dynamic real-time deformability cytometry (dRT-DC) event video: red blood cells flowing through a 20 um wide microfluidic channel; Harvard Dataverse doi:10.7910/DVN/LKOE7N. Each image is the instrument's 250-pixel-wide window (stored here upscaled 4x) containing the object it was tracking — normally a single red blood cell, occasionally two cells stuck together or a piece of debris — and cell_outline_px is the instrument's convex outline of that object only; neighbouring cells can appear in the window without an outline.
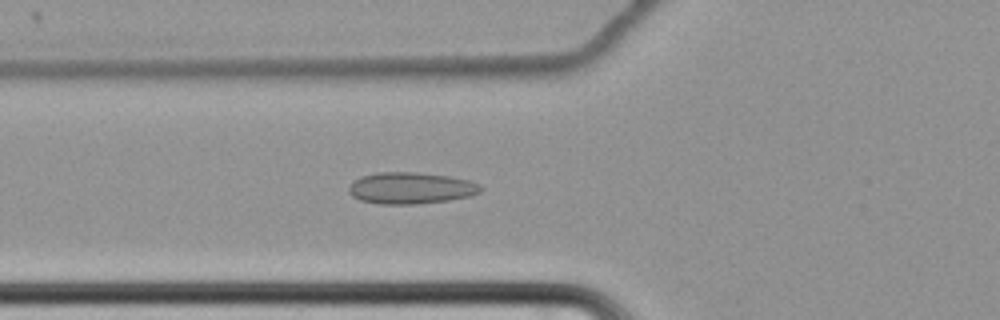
{"species": "common noctule bat (a hibernating species)", "species_latin": "Nyctalus noctula", "temperature_condition": "cold", "stored_images_in_passage": 61, "camera_frame_rate_fps": 3000, "um_per_image_px": 0.085, "animal": {"sex": "female", "body_mass_g": 22.7, "forearm_length_mm": 54.2}, "frame": {"image": 1, "passage_image": 23, "time_ms": 7.333, "image_size_px": [1000, 320], "cell_outline_px": [[484, 188], [480, 192], [472, 196], [448, 200], [416, 204], [380, 204], [360, 200], [352, 196], [348, 192], [348, 188], [360, 176], [376, 172], [416, 172], [448, 176], [468, 180], [480, 184]], "centroid_in_image_um": [34.93, 15.99], "position_along_channel_um": 90.9, "area_um2": 24.33}}
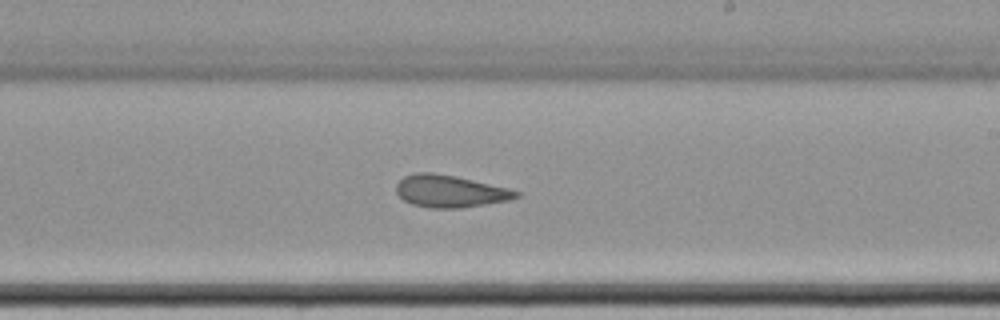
{"frame": {"image": 2, "passage_image": 37, "time_ms": 12.0, "image_size_px": [1000, 320], "cell_outline_px": [[520, 196], [508, 200], [460, 208], [428, 208], [412, 204], [404, 200], [396, 192], [396, 184], [404, 176], [416, 172], [432, 172], [456, 176], [508, 188], [520, 192]], "centroid_in_image_um": [38.22, 16.25], "position_along_channel_um": 250.8, "area_um2": 22.43}}
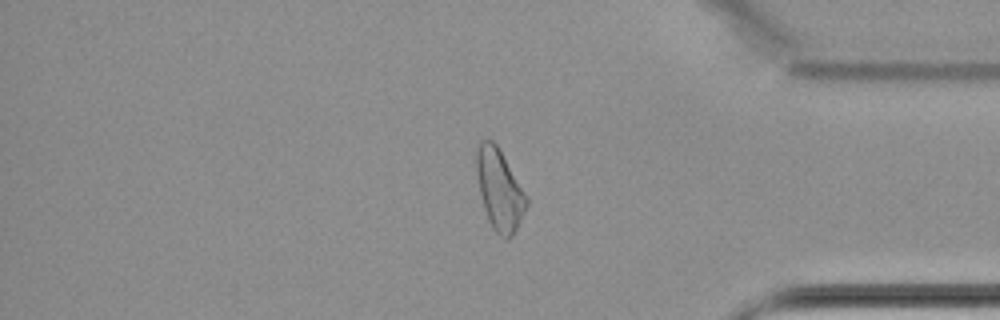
{"frame": {"image": 3, "passage_image": 51, "time_ms": 16.667, "image_size_px": [1000, 320], "cell_outline_px": [[528, 204], [512, 236], [508, 240], [504, 240], [492, 228], [488, 220], [484, 208], [480, 192], [476, 172], [476, 148], [480, 140], [492, 140], [496, 144], [528, 196]], "centroid_in_image_um": [42.45, 16.13], "position_along_channel_um": 392.7, "area_um2": 23.52}, "authors_computed_cell_mechanics": {"area_um2": 23.8714, "velocity_mm_per_s": 3.4339, "shape_relaxation_time_tau1_ms": null, "shape_relaxation_time_tau2_ms": 5.8064, "deformation_change_tau1": null, "deformation_change_tau2": 0.1119}}